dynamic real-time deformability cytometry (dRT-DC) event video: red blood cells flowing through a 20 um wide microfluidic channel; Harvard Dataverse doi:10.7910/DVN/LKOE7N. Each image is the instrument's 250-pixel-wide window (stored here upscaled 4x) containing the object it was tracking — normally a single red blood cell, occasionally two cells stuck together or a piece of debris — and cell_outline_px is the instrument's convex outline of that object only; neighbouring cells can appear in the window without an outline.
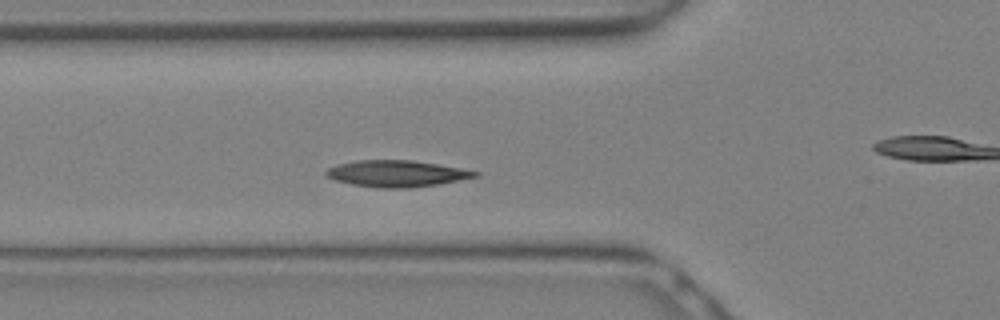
{"species": "Egyptian fruit bat (a non-hibernating species)", "species_latin": "Rousettus aegyptiacus", "temperature_condition": "warm", "stored_images_in_passage": 10, "segment_of_instrument_passage": [1, 2], "camera_frame_rate_fps": 3000, "um_per_image_px": 0.085, "animal": {"sex": "female"}, "frame": {"image": 1, "passage_image": 7, "time_ms": 2.0, "image_size_px": [1000, 320], "cell_outline_px": [[480, 176], [440, 184], [408, 188], [376, 188], [352, 184], [336, 180], [328, 176], [324, 172], [328, 168], [340, 164], [356, 160], [412, 160], [460, 168], [480, 172]], "centroid_in_image_um": [33.75, 14.76], "position_along_channel_um": 92.1, "area_um2": 22.89}}
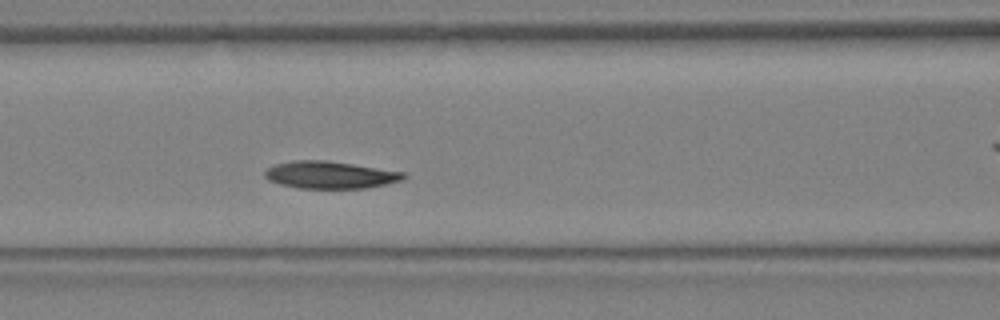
{"frame": {"image": 2, "passage_image": 9, "time_ms": 2.667, "image_size_px": [1000, 320], "cell_outline_px": [[408, 176], [404, 180], [368, 188], [300, 188], [280, 184], [268, 180], [264, 176], [264, 172], [272, 164], [296, 160], [324, 160], [352, 164], [404, 172]], "centroid_in_image_um": [28.06, 14.87], "position_along_channel_um": 138.5, "area_um2": 22.08}}